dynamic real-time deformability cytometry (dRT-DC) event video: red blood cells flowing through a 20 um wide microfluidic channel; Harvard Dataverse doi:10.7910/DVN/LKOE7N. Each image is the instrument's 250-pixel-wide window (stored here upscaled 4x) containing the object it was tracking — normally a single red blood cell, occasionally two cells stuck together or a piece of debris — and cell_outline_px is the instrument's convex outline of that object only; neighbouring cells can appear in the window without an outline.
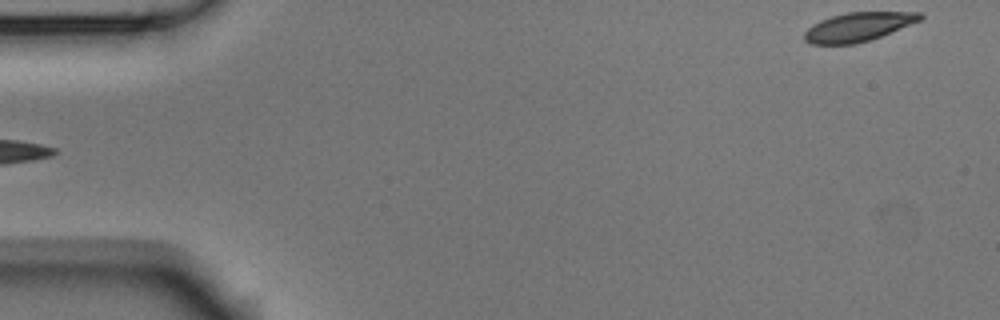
{"species": "Egyptian fruit bat (a non-hibernating species)", "species_latin": "Rousettus aegyptiacus", "temperature_condition": "room temperature", "stored_images_in_passage": 4, "segment_of_instrument_passage": [2, 2], "camera_frame_rate_fps": 3000, "um_per_image_px": 0.085, "animal": {"sex": "male"}, "frame": {"image": 1, "passage_image": 4, "time_ms": 1.0, "image_size_px": [1000, 320], "cell_outline_px": [[924, 16], [920, 20], [880, 36], [856, 44], [812, 44], [804, 40], [804, 32], [812, 24], [820, 20], [832, 16], [848, 12], [920, 12]], "centroid_in_image_um": [72.9, 2.28], "position_along_channel_um": 12.1, "area_um2": 19.25}}